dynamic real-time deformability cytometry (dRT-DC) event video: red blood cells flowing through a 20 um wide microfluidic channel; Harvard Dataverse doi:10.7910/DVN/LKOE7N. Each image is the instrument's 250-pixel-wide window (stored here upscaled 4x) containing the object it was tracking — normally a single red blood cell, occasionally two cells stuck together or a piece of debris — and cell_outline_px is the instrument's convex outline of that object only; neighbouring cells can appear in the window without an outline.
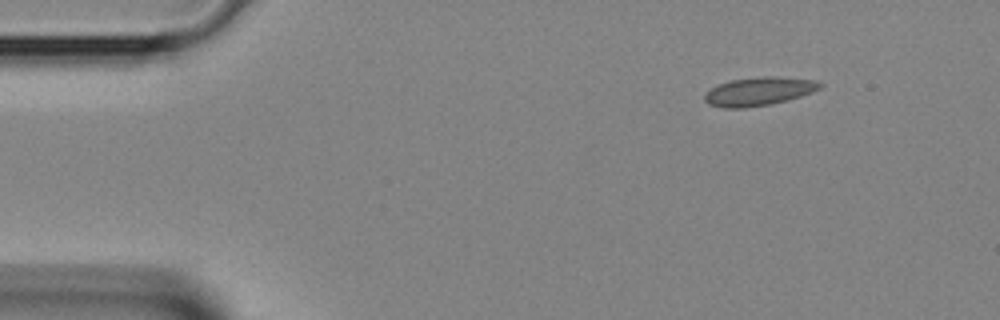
{"species": "Egyptian fruit bat (a non-hibernating species)", "species_latin": "Rousettus aegyptiacus", "temperature_condition": "room temperature", "stored_images_in_passage": 3, "camera_frame_rate_fps": 3000, "um_per_image_px": 0.085, "animal": {"sex": "female"}, "frame": {"image": 1, "passage_image": 1, "time_ms": 0.0, "image_size_px": [1000, 320], "cell_outline_px": [[824, 84], [820, 88], [812, 92], [788, 100], [772, 104], [744, 108], [724, 108], [708, 104], [704, 100], [704, 96], [712, 88], [720, 84], [732, 80], [764, 76], [776, 76], [816, 80]], "centroid_in_image_um": [64.54, 7.77], "position_along_channel_um": 20.5, "area_um2": 19.07}}
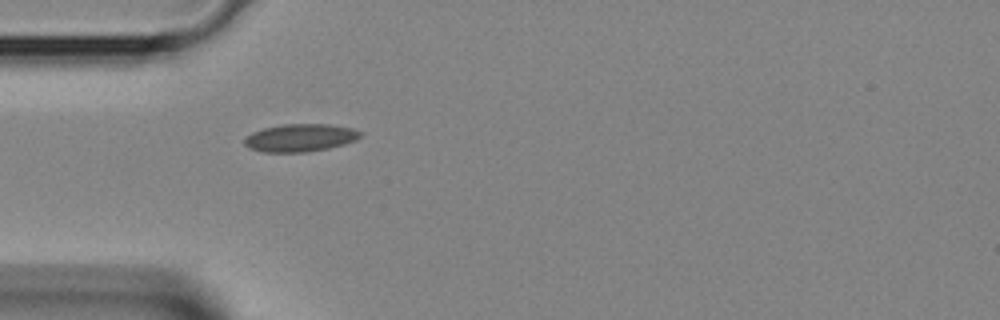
{"frame": {"image": 2, "passage_image": 3, "time_ms": 0.667, "image_size_px": [1000, 320], "cell_outline_px": [[364, 132], [356, 140], [344, 144], [328, 148], [304, 152], [264, 152], [248, 148], [244, 144], [244, 136], [252, 132], [264, 128], [284, 124], [328, 124], [352, 128]], "centroid_in_image_um": [25.5, 11.71], "position_along_channel_um": 59.5, "area_um2": 18.79}}